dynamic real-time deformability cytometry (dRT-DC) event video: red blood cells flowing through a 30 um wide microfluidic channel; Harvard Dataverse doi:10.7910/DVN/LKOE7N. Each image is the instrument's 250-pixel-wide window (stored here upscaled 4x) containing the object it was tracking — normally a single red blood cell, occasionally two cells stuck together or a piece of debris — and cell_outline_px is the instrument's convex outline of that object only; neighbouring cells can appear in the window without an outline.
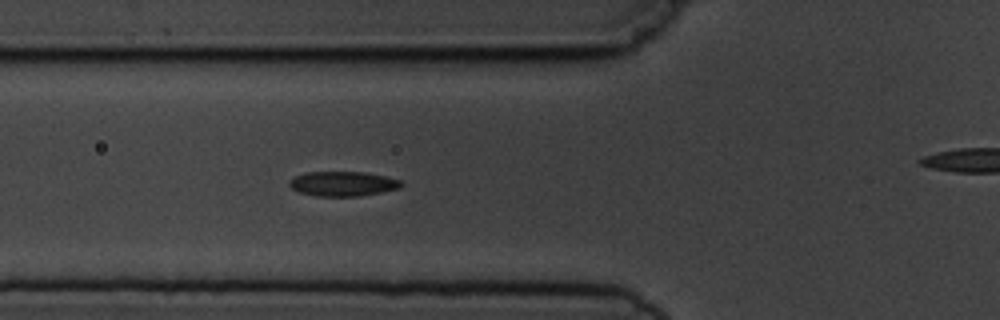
{"species": "common noctule bat (a hibernating species)", "species_latin": "Nyctalus noctula", "temperature_condition": "cold", "stored_images_in_passage": 8, "segment_of_instrument_passage": [1, 2], "camera_frame_rate_fps": 3000, "um_per_image_px": 0.085, "animal": {"sex": "male", "body_mass_g": 19.5, "forearm_length_mm": 54.6}, "frame": {"image": 1, "passage_image": 7, "time_ms": 6.667, "image_size_px": [1000, 320], "cell_outline_px": [[404, 184], [400, 188], [360, 196], [316, 196], [300, 192], [292, 188], [288, 184], [296, 176], [308, 172], [364, 172], [384, 176], [400, 180]], "centroid_in_image_um": [29.17, 15.62], "position_along_channel_um": 96.6, "area_um2": 15.9}}